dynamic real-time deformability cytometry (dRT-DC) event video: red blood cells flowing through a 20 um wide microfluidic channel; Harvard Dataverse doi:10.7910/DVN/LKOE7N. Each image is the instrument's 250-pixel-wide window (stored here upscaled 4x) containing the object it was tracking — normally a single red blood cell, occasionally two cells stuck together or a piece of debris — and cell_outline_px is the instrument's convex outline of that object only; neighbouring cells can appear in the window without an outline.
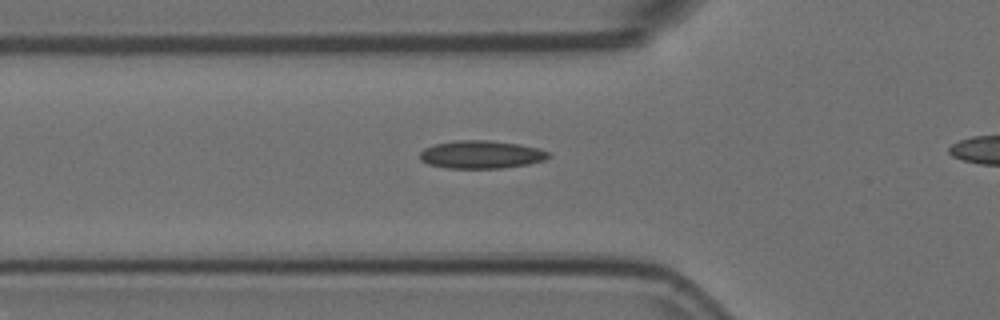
{"species": "Egyptian fruit bat (a non-hibernating species)", "species_latin": "Rousettus aegyptiacus", "temperature_condition": "room temperature", "stored_images_in_passage": 20, "camera_frame_rate_fps": 3000, "um_per_image_px": 0.085, "animal": {"sex": "female"}, "frame": {"image": 1, "passage_image": 9, "time_ms": 2.667, "image_size_px": [1000, 320], "cell_outline_px": [[552, 156], [544, 160], [528, 164], [504, 168], [448, 168], [428, 164], [420, 160], [420, 152], [424, 148], [432, 144], [456, 140], [488, 140], [516, 144], [536, 148], [548, 152]], "centroid_in_image_um": [40.86, 13.14], "position_along_channel_um": 84.9, "area_um2": 20.92}}
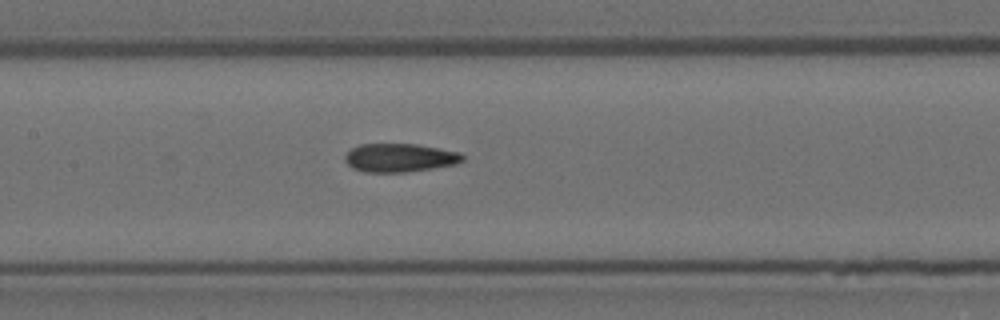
{"frame": {"image": 2, "passage_image": 16, "time_ms": 5.0, "image_size_px": [1000, 320], "cell_outline_px": [[464, 160], [456, 164], [432, 168], [404, 172], [364, 172], [352, 168], [344, 160], [344, 156], [352, 148], [360, 144], [416, 144], [460, 152], [464, 156]], "centroid_in_image_um": [33.96, 13.41], "position_along_channel_um": 173.4, "area_um2": 19.48}}
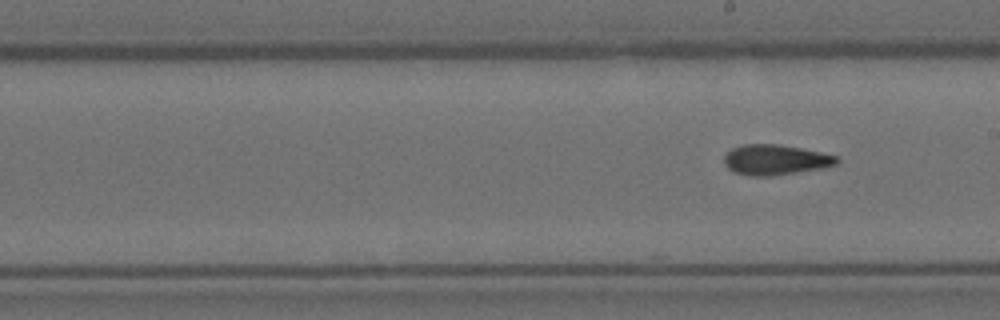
{"frame": {"image": 3, "passage_image": 20, "time_ms": 6.333, "image_size_px": [1000, 320], "cell_outline_px": [[840, 160], [836, 164], [820, 168], [796, 172], [768, 176], [748, 176], [736, 172], [728, 168], [724, 164], [724, 156], [732, 148], [740, 144], [776, 144], [800, 148], [820, 152], [836, 156]], "centroid_in_image_um": [65.86, 13.57], "position_along_channel_um": 223.1, "area_um2": 19.65}}